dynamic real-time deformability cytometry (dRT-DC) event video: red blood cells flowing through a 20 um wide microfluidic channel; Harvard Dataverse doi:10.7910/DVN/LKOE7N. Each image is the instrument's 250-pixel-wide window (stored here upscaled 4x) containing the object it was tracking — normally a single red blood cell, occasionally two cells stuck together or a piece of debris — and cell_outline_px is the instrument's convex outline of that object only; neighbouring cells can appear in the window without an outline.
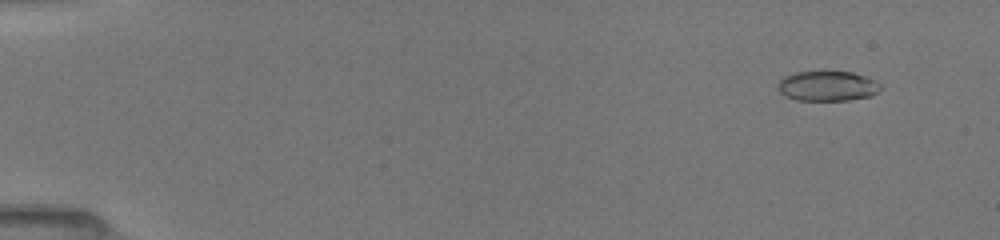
{"species": "common noctule bat (a hibernating species)", "species_latin": "Nyctalus noctula", "temperature_condition": "room temperature", "stored_images_in_passage": 62, "camera_frame_rate_fps": 3000, "um_per_image_px": 0.085, "animal": {"sex": "female", "body_mass_g": 19.5, "forearm_length_mm": 54.1}, "frame": {"image": 1, "passage_image": 11, "time_ms": 1.333, "image_size_px": [1000, 240], "cell_outline_px": [[880, 88], [872, 96], [848, 100], [796, 100], [784, 96], [776, 88], [776, 84], [784, 76], [792, 72], [852, 72], [864, 76], [880, 84]], "centroid_in_image_um": [70.26, 7.32], "position_along_channel_um": 14.7, "area_um2": 17.92}}
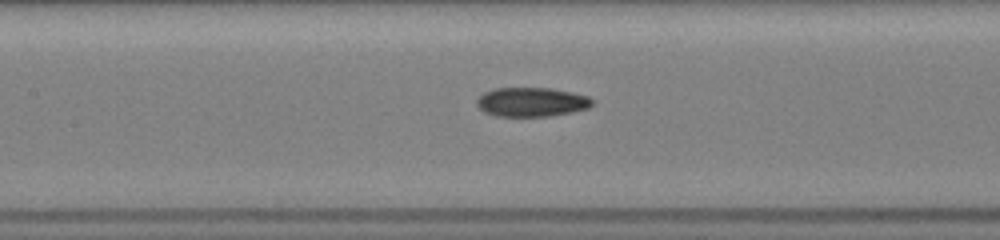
{"frame": {"image": 2, "passage_image": 35, "time_ms": 8.333, "image_size_px": [1000, 240], "cell_outline_px": [[596, 100], [588, 108], [572, 112], [552, 116], [496, 116], [484, 112], [476, 104], [476, 100], [484, 92], [492, 88], [552, 88], [572, 92], [588, 96]], "centroid_in_image_um": [45.2, 8.67], "position_along_channel_um": 162.2, "area_um2": 19.83}}
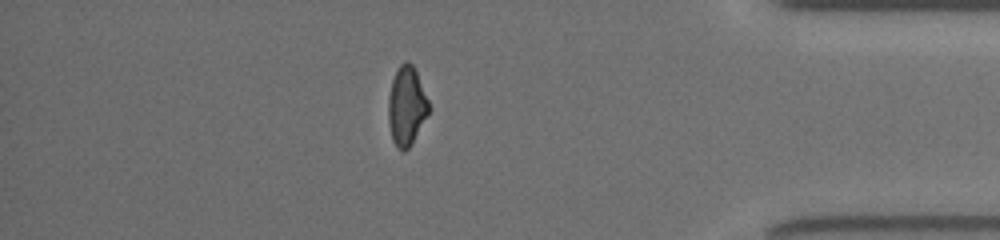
{"frame": {"image": 3, "passage_image": 56, "time_ms": 15.0, "image_size_px": [1000, 240], "cell_outline_px": [[432, 108], [412, 144], [404, 152], [396, 148], [392, 140], [388, 120], [388, 96], [392, 80], [400, 64], [404, 60], [408, 60], [412, 64], [416, 72]], "centroid_in_image_um": [34.56, 9.04], "position_along_channel_um": 400.6, "area_um2": 18.96}, "authors_computed_cell_mechanics": {"area_um2": 19.2474, "velocity_mm_per_s": 4.018, "shape_relaxation_time_tau1_ms": 7.1659, "shape_relaxation_time_tau2_ms": 2.8087, "deformation_change_tau1": 0.1882, "deformation_change_tau2": 0.0916}}